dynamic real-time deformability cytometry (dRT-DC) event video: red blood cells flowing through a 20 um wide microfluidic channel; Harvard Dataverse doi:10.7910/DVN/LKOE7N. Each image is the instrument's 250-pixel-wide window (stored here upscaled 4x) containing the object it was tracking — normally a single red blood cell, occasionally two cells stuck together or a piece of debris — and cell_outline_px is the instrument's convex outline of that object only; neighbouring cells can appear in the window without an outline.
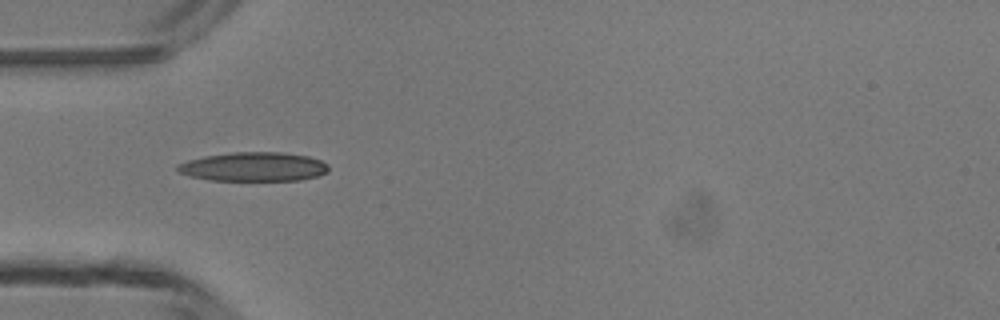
{"species": "common noctule bat (a hibernating species)", "species_latin": "Nyctalus noctula", "temperature_condition": "room temperature", "stored_images_in_passage": 6, "camera_frame_rate_fps": 3000, "um_per_image_px": 0.085, "animal": {"sex": "male", "body_mass_g": 13.3}, "frame": {"image": 1, "passage_image": 5, "time_ms": 4.667, "image_size_px": [1000, 320], "cell_outline_px": [[328, 172], [316, 176], [300, 180], [208, 180], [188, 176], [180, 172], [176, 168], [176, 164], [188, 160], [204, 156], [236, 152], [280, 152], [308, 156], [320, 160], [328, 164]], "centroid_in_image_um": [21.54, 14.17], "position_along_channel_um": 63.5, "area_um2": 25.55}}
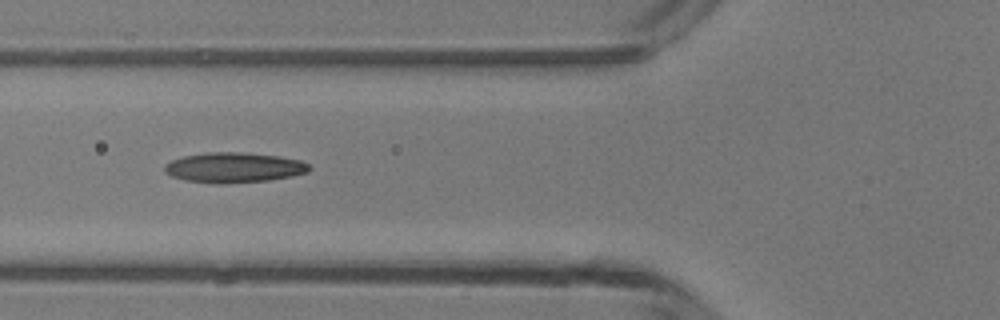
{"frame": {"image": 2, "passage_image": 6, "time_ms": 5.667, "image_size_px": [1000, 320], "cell_outline_px": [[308, 172], [292, 176], [268, 180], [220, 184], [212, 184], [184, 180], [172, 176], [164, 172], [164, 168], [172, 160], [184, 156], [208, 152], [240, 152], [276, 156], [300, 160], [308, 164]], "centroid_in_image_um": [19.85, 14.25], "position_along_channel_um": 105.9, "area_um2": 25.2}}